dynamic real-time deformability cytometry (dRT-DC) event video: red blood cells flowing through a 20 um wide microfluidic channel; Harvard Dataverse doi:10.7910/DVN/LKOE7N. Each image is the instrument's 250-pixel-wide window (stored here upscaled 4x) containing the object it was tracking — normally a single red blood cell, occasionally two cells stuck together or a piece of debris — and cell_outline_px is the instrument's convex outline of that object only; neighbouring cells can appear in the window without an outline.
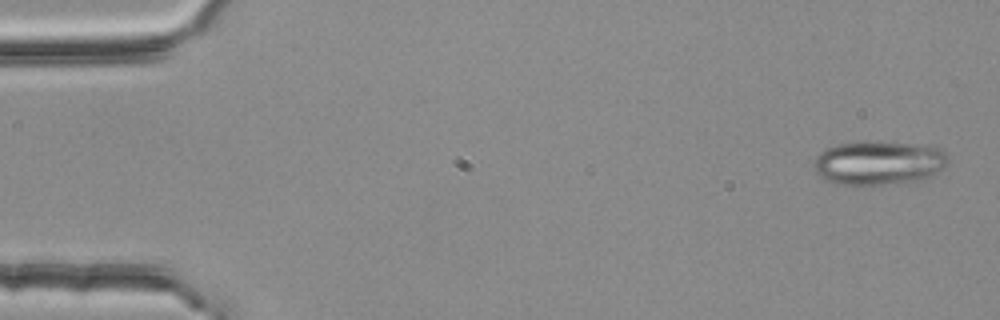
{"species": "common noctule bat (a hibernating species)", "species_latin": "Nyctalus noctula", "temperature_condition": "room temperature", "stored_images_in_passage": 3, "camera_frame_rate_fps": 3000, "um_per_image_px": 0.085, "animal": {"sex": "female", "body_mass_g": 25.1}, "frame": {"image": 1, "passage_image": 1, "time_ms": 0.0, "image_size_px": [1000, 320], "cell_outline_px": [[948, 160], [944, 168], [932, 176], [924, 180], [880, 184], [840, 184], [824, 180], [816, 172], [816, 156], [824, 148], [836, 144], [864, 140], [912, 144], [940, 148], [948, 156]], "centroid_in_image_um": [74.7, 13.82], "position_along_channel_um": 10.3, "area_um2": 34.45}}